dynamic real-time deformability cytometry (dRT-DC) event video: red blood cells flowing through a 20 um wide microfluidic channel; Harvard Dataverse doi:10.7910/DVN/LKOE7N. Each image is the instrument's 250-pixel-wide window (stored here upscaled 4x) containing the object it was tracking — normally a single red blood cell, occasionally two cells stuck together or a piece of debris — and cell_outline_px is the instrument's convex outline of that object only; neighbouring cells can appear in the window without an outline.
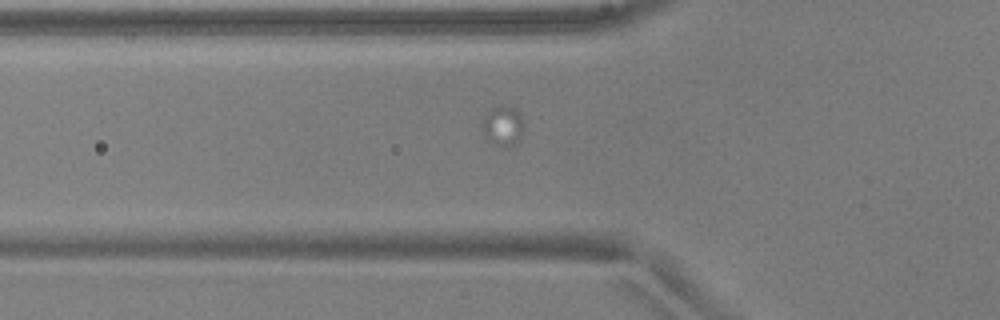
{"species": "common noctule bat (a hibernating species)", "species_latin": "Nyctalus noctula", "temperature_condition": "warm", "stored_images_in_passage": 14, "camera_frame_rate_fps": 3000, "um_per_image_px": 0.085, "animal": {"sex": "male", "body_mass_g": 17.9, "forearm_length_mm": 54.2}, "frame": {"image": 1, "passage_image": 2, "time_ms": 0.333, "image_size_px": [1000, 320], "cell_outline_px": [[524, 128], [520, 140], [516, 144], [508, 148], [500, 148], [488, 140], [480, 124], [484, 116], [492, 108], [504, 104], [508, 104], [516, 108], [520, 112], [524, 124]], "centroid_in_image_um": [42.78, 10.7], "position_along_channel_um": 83.0, "area_um2": 10.23}}